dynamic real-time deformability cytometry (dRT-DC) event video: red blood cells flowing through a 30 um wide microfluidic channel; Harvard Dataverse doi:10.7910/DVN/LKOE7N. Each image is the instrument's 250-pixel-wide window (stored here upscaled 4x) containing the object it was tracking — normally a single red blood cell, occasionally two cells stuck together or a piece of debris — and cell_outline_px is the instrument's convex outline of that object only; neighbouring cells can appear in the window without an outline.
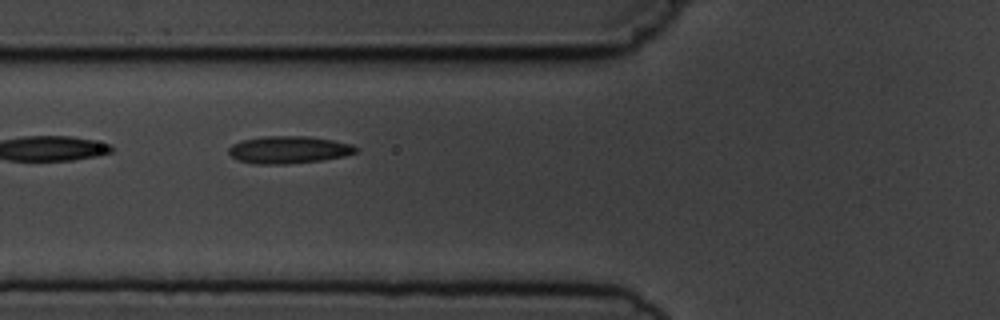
{"species": "common noctule bat (a hibernating species)", "species_latin": "Nyctalus noctula", "temperature_condition": "cold", "stored_images_in_passage": 7, "camera_frame_rate_fps": 3000, "um_per_image_px": 0.085, "animal": {"sex": "male", "body_mass_g": 19.5, "forearm_length_mm": 54.6}, "frame": {"image": 1, "passage_image": 6, "time_ms": 6.667, "image_size_px": [1000, 320], "cell_outline_px": [[360, 148], [356, 152], [344, 156], [320, 160], [288, 164], [252, 164], [236, 160], [228, 152], [228, 148], [232, 144], [240, 140], [264, 136], [308, 136], [332, 140], [352, 144]], "centroid_in_image_um": [24.51, 12.73], "position_along_channel_um": 101.3, "area_um2": 20.46}}